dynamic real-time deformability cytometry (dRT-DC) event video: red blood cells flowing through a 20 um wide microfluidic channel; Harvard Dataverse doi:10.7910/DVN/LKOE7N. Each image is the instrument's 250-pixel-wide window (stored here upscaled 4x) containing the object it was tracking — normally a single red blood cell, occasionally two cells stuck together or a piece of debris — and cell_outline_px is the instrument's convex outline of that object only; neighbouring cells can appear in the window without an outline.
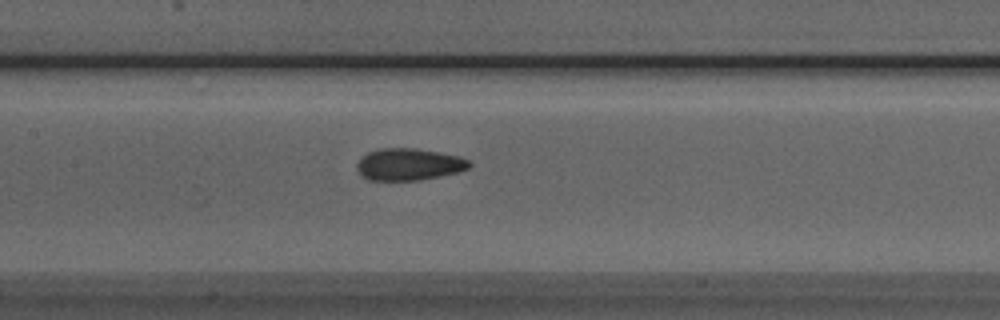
{"species": "Egyptian fruit bat (a non-hibernating species)", "species_latin": "Rousettus aegyptiacus", "temperature_condition": "room temperature", "stored_images_in_passage": 39, "camera_frame_rate_fps": 3000, "um_per_image_px": 0.085, "animal": {"sex": "male"}, "frame": {"image": 1, "passage_image": 12, "time_ms": 3.667, "image_size_px": [1000, 320], "cell_outline_px": [[472, 164], [468, 168], [460, 172], [420, 180], [368, 180], [360, 176], [356, 168], [356, 164], [360, 156], [368, 152], [380, 148], [416, 148], [440, 152], [460, 156], [468, 160]], "centroid_in_image_um": [34.72, 13.97], "position_along_channel_um": 172.7, "area_um2": 21.27}}
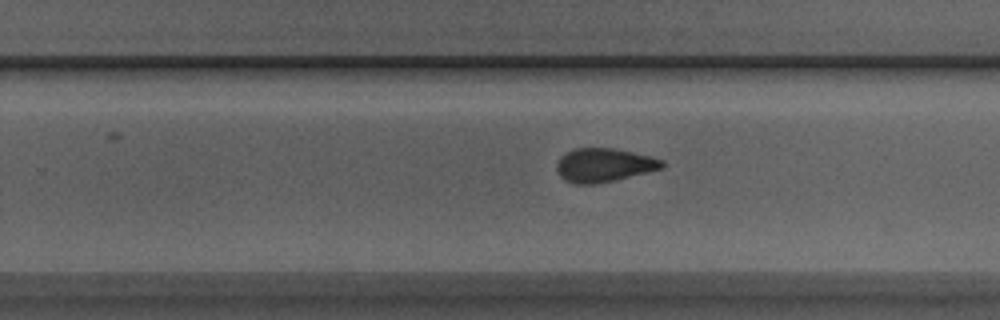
{"frame": {"image": 2, "passage_image": 20, "time_ms": 6.333, "image_size_px": [1000, 320], "cell_outline_px": [[664, 168], [616, 180], [596, 184], [572, 184], [564, 180], [560, 176], [556, 168], [556, 164], [560, 156], [564, 152], [576, 148], [612, 148], [632, 152], [664, 160]], "centroid_in_image_um": [51.3, 14.04], "position_along_channel_um": 278.5, "area_um2": 20.87}}
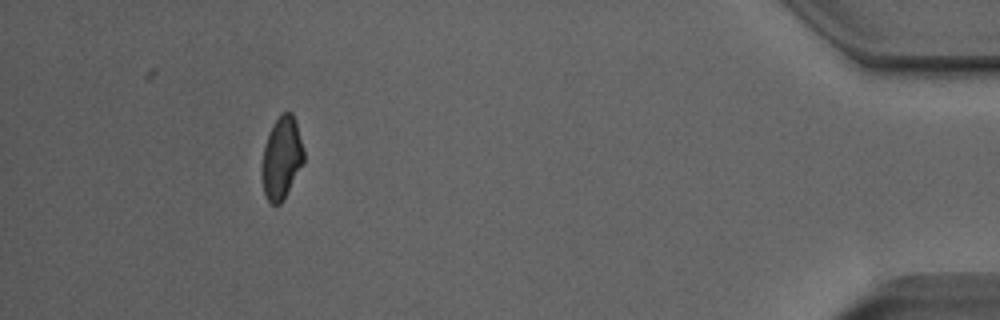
{"frame": {"image": 3, "passage_image": 35, "time_ms": 11.333, "image_size_px": [1000, 320], "cell_outline_px": [[304, 160], [280, 204], [272, 204], [264, 196], [260, 172], [260, 168], [264, 148], [272, 124], [284, 112], [292, 112], [296, 124], [304, 152]], "centroid_in_image_um": [23.89, 13.44], "position_along_channel_um": 411.3, "area_um2": 19.71}, "authors_computed_cell_mechanics": {"area_um2": 20.8658, "velocity_mm_per_s": 3.9833, "shape_relaxation_time_tau1_ms": 5.4105, "shape_relaxation_time_tau2_ms": 1.9876, "deformation_change_tau1": 0.1364, "deformation_change_tau2": 0.0877}}